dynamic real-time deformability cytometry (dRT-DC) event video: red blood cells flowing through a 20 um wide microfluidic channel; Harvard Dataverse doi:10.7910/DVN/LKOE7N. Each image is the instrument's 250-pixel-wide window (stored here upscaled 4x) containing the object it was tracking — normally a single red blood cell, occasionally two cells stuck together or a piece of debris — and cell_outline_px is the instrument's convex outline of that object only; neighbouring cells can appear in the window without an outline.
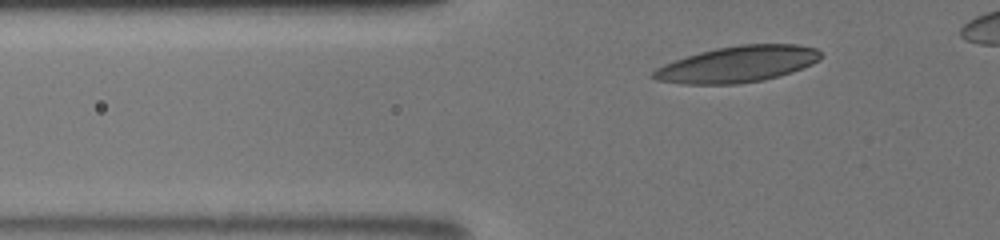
{"species": "human", "species_latin": "Homo sapiens", "temperature_condition": "room temperature", "stored_images_in_passage": 19, "camera_frame_rate_fps": 3000, "um_per_image_px": 0.085, "donor": {"sex": "male"}, "frame": {"image": 1, "passage_image": 6, "time_ms": 1.0, "image_size_px": [1000, 240], "cell_outline_px": [[824, 56], [820, 60], [812, 64], [792, 72], [764, 80], [736, 84], [680, 84], [656, 80], [648, 76], [656, 68], [664, 64], [700, 52], [716, 48], [740, 44], [796, 44], [816, 48]], "centroid_in_image_um": [62.7, 5.46], "position_along_channel_um": 63.1, "area_um2": 35.49}}
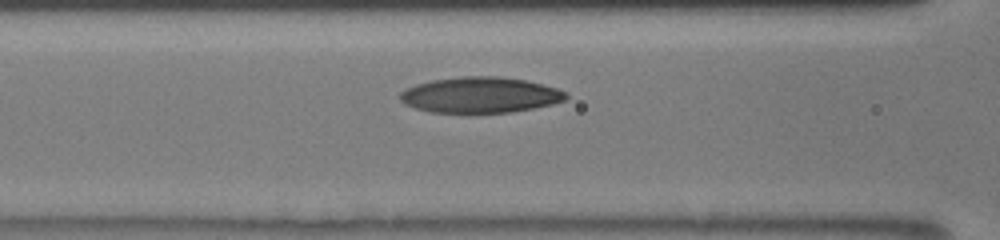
{"frame": {"image": 2, "passage_image": 17, "time_ms": 3.0, "image_size_px": [1000, 240], "cell_outline_px": [[568, 96], [564, 100], [552, 104], [512, 112], [428, 112], [404, 104], [400, 100], [400, 92], [404, 88], [416, 84], [432, 80], [460, 76], [500, 76], [524, 80], [556, 88], [564, 92]], "centroid_in_image_um": [40.76, 8.06], "position_along_channel_um": 125.8, "area_um2": 34.39}}